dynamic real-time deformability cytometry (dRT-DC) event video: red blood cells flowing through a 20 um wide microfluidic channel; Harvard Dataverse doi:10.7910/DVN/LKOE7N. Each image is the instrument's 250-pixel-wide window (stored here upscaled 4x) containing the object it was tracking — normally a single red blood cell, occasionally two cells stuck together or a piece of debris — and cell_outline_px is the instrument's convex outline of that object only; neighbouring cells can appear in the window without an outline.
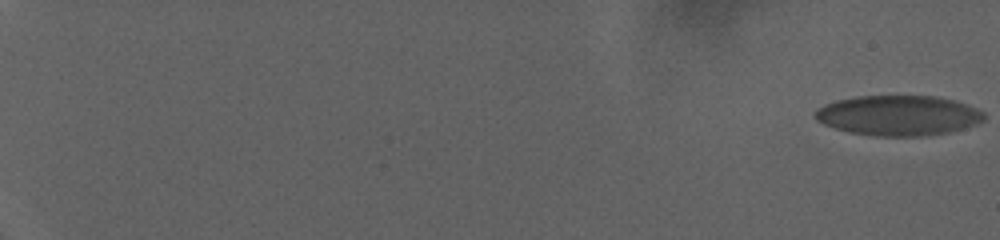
{"species": "human", "species_latin": "Homo sapiens", "temperature_condition": "warm", "stored_images_in_passage": 86, "camera_frame_rate_fps": 3000, "um_per_image_px": 0.085, "donor": {"sex": "female"}, "frame": {"image": 1, "passage_image": 1, "time_ms": 0.0, "image_size_px": [1000, 240], "cell_outline_px": [[984, 120], [960, 128], [944, 132], [916, 136], [880, 136], [852, 132], [836, 128], [816, 120], [816, 112], [820, 108], [828, 104], [840, 100], [868, 96], [928, 96], [948, 100], [964, 104], [984, 112]], "centroid_in_image_um": [76.35, 9.82], "position_along_channel_um": 8.7, "area_um2": 37.92}}
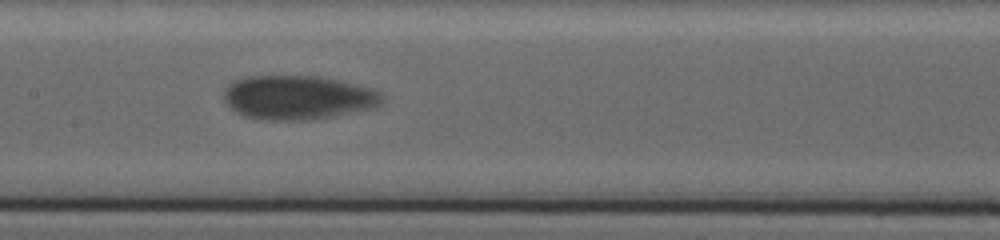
{"frame": {"image": 2, "passage_image": 51, "time_ms": 16.667, "image_size_px": [1000, 240], "cell_outline_px": [[380, 104], [368, 108], [328, 116], [300, 120], [260, 120], [236, 112], [228, 104], [224, 96], [224, 92], [236, 80], [248, 76], [320, 76], [368, 88], [380, 92]], "centroid_in_image_um": [25.25, 8.28], "position_along_channel_um": 182.1, "area_um2": 39.36}}
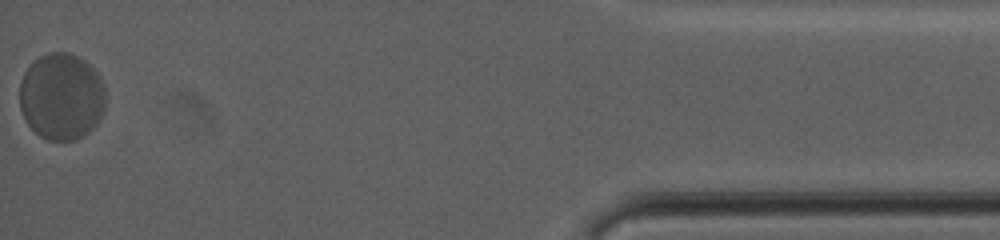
{"frame": {"image": 3, "passage_image": 86, "time_ms": 28.333, "image_size_px": [1000, 240], "cell_outline_px": [[104, 108], [96, 124], [88, 132], [76, 140], [48, 140], [40, 136], [28, 124], [20, 108], [20, 84], [24, 72], [40, 56], [48, 52], [68, 52], [76, 56], [88, 64], [100, 76], [104, 88]], "centroid_in_image_um": [5.22, 8.21], "position_along_channel_um": 430.0, "area_um2": 43.12}, "authors_computed_cell_mechanics": {"area_um2": 38.3214, "velocity_mm_per_s": 2.6534, "shape_relaxation_time_tau1_ms": 7.9238, "shape_relaxation_time_tau2_ms": null, "deformation_change_tau1": 0.1561, "deformation_change_tau2": null}}